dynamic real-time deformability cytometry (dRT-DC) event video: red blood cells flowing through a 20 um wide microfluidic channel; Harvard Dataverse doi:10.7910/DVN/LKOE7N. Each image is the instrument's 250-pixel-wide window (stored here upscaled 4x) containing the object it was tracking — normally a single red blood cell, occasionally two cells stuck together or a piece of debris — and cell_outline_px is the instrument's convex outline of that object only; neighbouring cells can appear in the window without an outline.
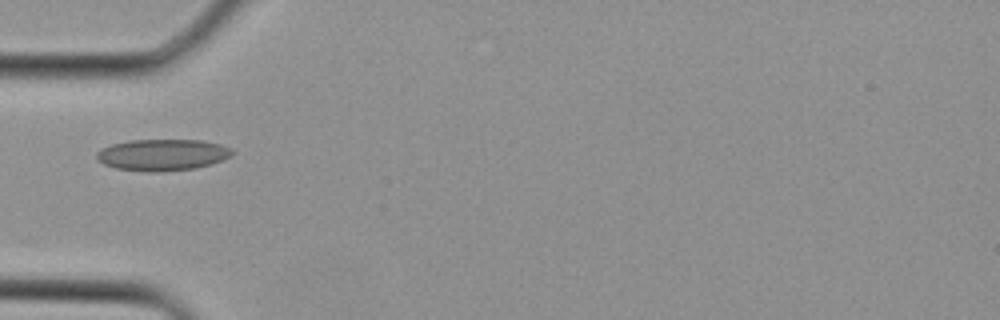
{"species": "Egyptian fruit bat (a non-hibernating species)", "species_latin": "Rousettus aegyptiacus", "temperature_condition": "cold", "stored_images_in_passage": 3, "camera_frame_rate_fps": 3000, "um_per_image_px": 0.085, "animal": {"sex": "female"}, "frame": {"image": 1, "passage_image": 3, "time_ms": 0.667, "image_size_px": [1000, 320], "cell_outline_px": [[236, 152], [232, 156], [212, 164], [196, 168], [160, 172], [148, 172], [116, 168], [104, 164], [96, 160], [96, 152], [100, 148], [112, 144], [128, 140], [204, 140], [220, 144], [232, 148]], "centroid_in_image_um": [13.82, 13.16], "position_along_channel_um": 71.2, "area_um2": 25.26}}